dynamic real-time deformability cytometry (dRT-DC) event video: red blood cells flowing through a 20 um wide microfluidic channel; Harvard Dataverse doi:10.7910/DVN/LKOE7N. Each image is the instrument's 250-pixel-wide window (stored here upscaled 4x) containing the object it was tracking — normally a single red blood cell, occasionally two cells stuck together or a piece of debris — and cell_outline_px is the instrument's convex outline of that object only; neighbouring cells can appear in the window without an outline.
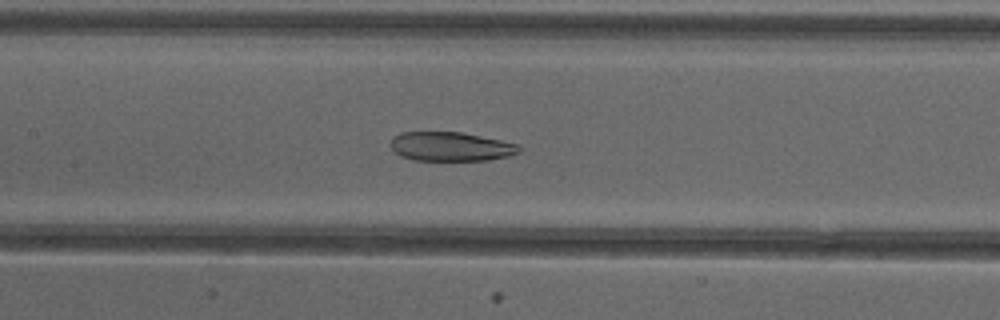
{"species": "common noctule bat (a hibernating species)", "species_latin": "Nyctalus noctula", "temperature_condition": "cold", "stored_images_in_passage": 51, "camera_frame_rate_fps": 3000, "um_per_image_px": 0.085, "animal": {"sex": "female"}, "frame": {"image": 1, "passage_image": 24, "time_ms": 7.667, "image_size_px": [1000, 320], "cell_outline_px": [[524, 148], [520, 152], [508, 156], [488, 160], [412, 160], [400, 156], [388, 144], [392, 136], [400, 132], [460, 132], [520, 144]], "centroid_in_image_um": [38.31, 12.45], "position_along_channel_um": 169.1, "area_um2": 22.02}}
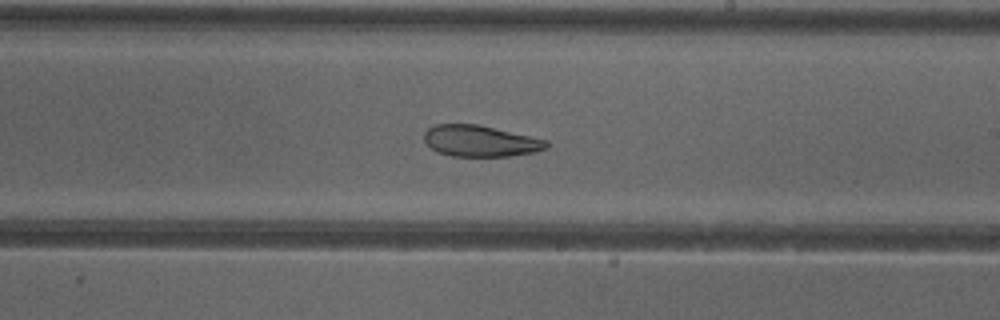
{"frame": {"image": 2, "passage_image": 30, "time_ms": 9.667, "image_size_px": [1000, 320], "cell_outline_px": [[548, 148], [536, 152], [508, 156], [452, 156], [436, 152], [424, 140], [424, 132], [428, 128], [436, 124], [476, 124], [548, 140]], "centroid_in_image_um": [40.82, 11.99], "position_along_channel_um": 248.2, "area_um2": 22.2}}
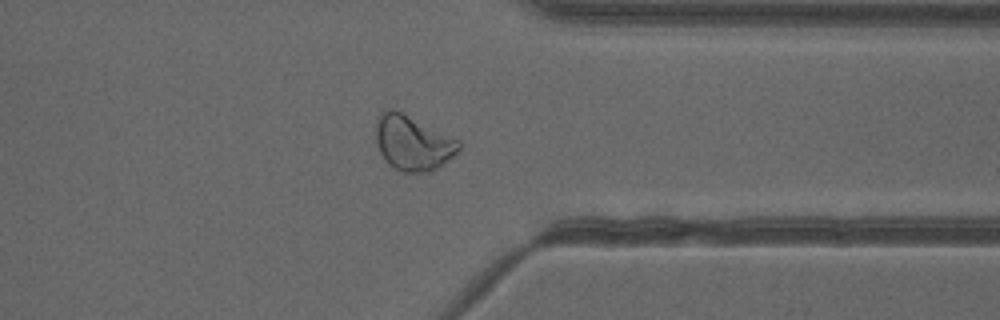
{"frame": {"image": 3, "passage_image": 40, "time_ms": 13.0, "image_size_px": [1000, 320], "cell_outline_px": [[460, 148], [452, 156], [432, 172], [400, 172], [392, 168], [384, 160], [376, 144], [376, 120], [380, 112], [388, 108], [392, 108], [460, 140]], "centroid_in_image_um": [35.04, 12.16], "position_along_channel_um": 376.4, "area_um2": 26.59}, "authors_computed_cell_mechanics": {"area_um2": 27.8018, "velocity_mm_per_s": 3.9771, "shape_relaxation_time_tau1_ms": null, "shape_relaxation_time_tau2_ms": 3.2654, "deformation_change_tau1": null, "deformation_change_tau2": 0.1004}}